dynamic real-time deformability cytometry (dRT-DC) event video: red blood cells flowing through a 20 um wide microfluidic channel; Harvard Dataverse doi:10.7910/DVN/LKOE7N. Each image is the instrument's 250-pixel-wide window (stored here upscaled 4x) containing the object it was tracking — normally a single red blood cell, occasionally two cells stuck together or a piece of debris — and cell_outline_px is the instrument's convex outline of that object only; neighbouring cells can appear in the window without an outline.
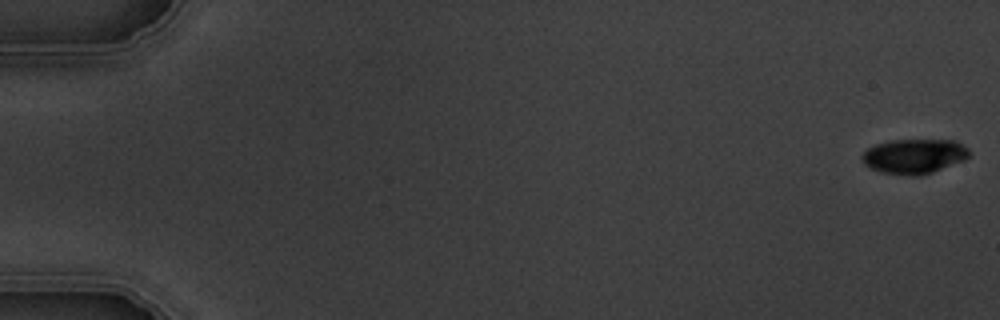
{"species": "common noctule bat (a hibernating species)", "species_latin": "Nyctalus noctula", "temperature_condition": "warm", "stored_images_in_passage": 6, "camera_frame_rate_fps": 3000, "um_per_image_px": 0.085, "animal": {"sex": "male", "body_mass_g": 19.5, "forearm_length_mm": 54.6}, "frame": {"image": 1, "passage_image": 1, "time_ms": 0.0, "image_size_px": [1000, 320], "cell_outline_px": [[968, 156], [964, 160], [932, 172], [920, 176], [908, 176], [880, 172], [864, 164], [860, 156], [868, 148], [876, 144], [892, 140], [956, 140], [968, 148]], "centroid_in_image_um": [77.68, 13.28], "position_along_channel_um": 7.3, "area_um2": 21.68}}
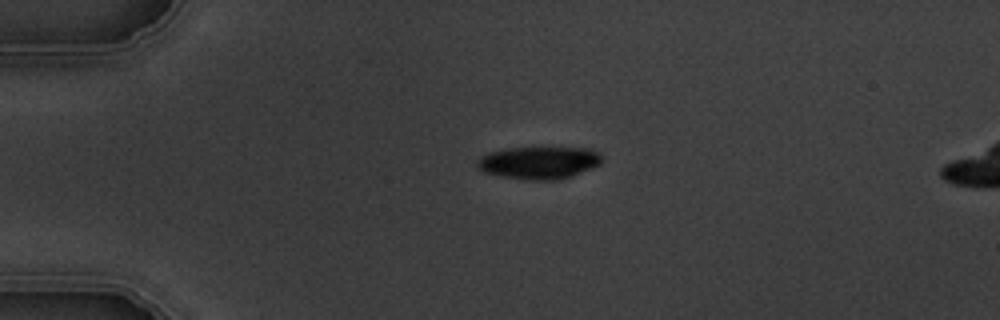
{"frame": {"image": 2, "passage_image": 4, "time_ms": 4.333, "image_size_px": [1000, 320], "cell_outline_px": [[604, 160], [600, 164], [592, 168], [572, 176], [560, 180], [528, 180], [500, 176], [484, 172], [476, 168], [476, 160], [480, 156], [488, 152], [508, 148], [592, 148]], "centroid_in_image_um": [45.78, 13.83], "position_along_channel_um": 39.2, "area_um2": 23.81}}